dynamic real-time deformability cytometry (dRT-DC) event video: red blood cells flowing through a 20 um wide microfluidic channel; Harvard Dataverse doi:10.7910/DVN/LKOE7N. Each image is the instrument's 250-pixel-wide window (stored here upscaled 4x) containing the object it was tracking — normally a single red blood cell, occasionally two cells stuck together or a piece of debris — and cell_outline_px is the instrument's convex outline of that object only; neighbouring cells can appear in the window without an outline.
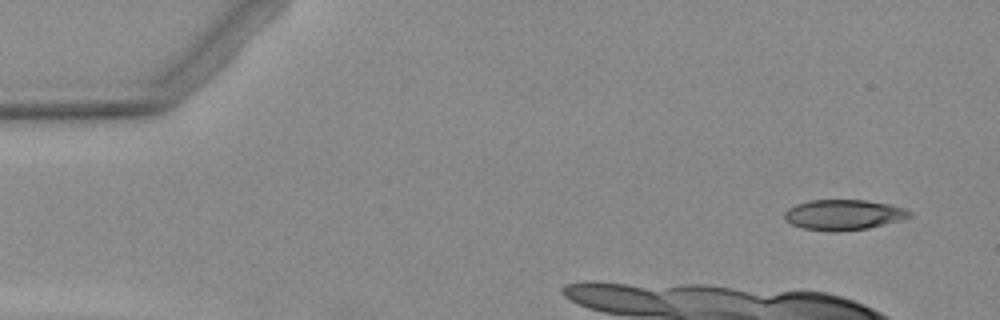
{"species": "Egyptian fruit bat (a non-hibernating species)", "species_latin": "Rousettus aegyptiacus", "temperature_condition": "warm", "stored_images_in_passage": 5, "camera_frame_rate_fps": 3000, "um_per_image_px": 0.085, "animal": {"sex": "female"}, "frame": {"image": 1, "passage_image": 1, "time_ms": 0.0, "image_size_px": [1000, 320], "cell_outline_px": [[912, 216], [900, 220], [868, 228], [836, 232], [804, 228], [792, 224], [784, 220], [784, 212], [788, 208], [796, 204], [808, 200], [864, 200], [888, 204], [904, 208], [912, 212]], "centroid_in_image_um": [71.68, 18.25], "position_along_channel_um": 13.3, "area_um2": 22.08}}